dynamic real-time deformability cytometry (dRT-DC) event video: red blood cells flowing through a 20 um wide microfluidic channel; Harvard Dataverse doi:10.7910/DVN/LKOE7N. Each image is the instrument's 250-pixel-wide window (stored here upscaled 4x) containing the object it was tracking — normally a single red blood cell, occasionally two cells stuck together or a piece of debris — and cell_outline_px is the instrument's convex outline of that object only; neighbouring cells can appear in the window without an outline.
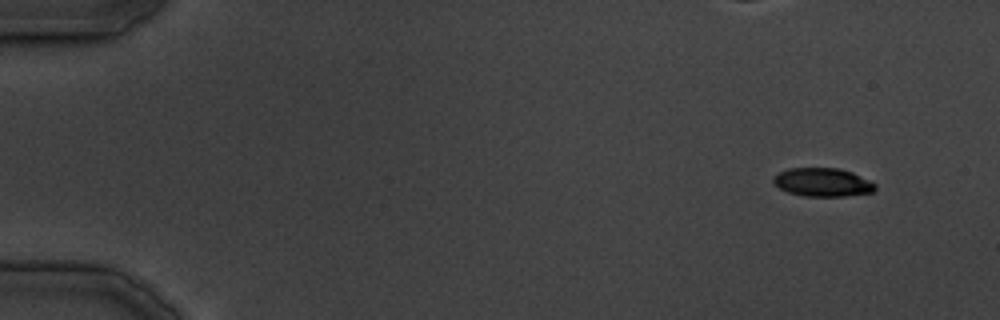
{"species": "common noctule bat (a hibernating species)", "species_latin": "Nyctalus noctula", "temperature_condition": "cold", "stored_images_in_passage": 13, "camera_frame_rate_fps": 3000, "um_per_image_px": 0.085, "animal": {"sex": "male", "body_mass_g": 19.5, "forearm_length_mm": 54.6}, "frame": {"image": 1, "passage_image": 1, "time_ms": 0.0, "image_size_px": [1000, 320], "cell_outline_px": [[876, 188], [872, 192], [844, 196], [804, 196], [788, 192], [780, 188], [772, 180], [780, 172], [788, 168], [840, 168], [852, 172], [872, 180], [876, 184]], "centroid_in_image_um": [69.98, 15.49], "position_along_channel_um": 15.0, "area_um2": 16.88}}